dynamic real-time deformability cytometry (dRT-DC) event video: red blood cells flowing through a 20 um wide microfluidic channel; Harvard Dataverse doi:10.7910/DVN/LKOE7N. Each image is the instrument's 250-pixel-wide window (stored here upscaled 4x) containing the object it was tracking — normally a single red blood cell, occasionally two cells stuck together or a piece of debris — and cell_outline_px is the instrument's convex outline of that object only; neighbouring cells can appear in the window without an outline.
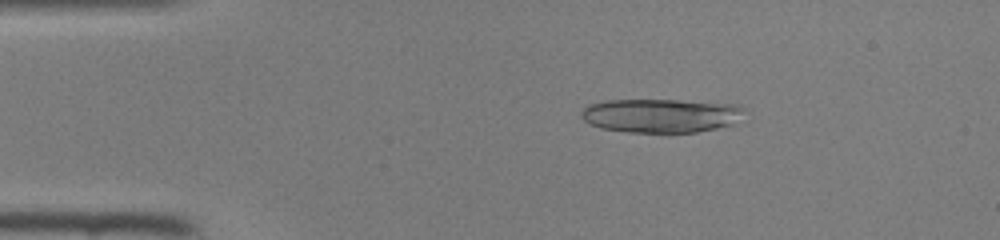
{"species": "common noctule bat (a hibernating species)", "species_latin": "Nyctalus noctula", "temperature_condition": "room temperature", "stored_images_in_passage": 45, "segment_of_instrument_passage": [1, 2], "camera_frame_rate_fps": 3000, "um_per_image_px": 0.085, "animal": {"sex": "female", "body_mass_g": 22.0, "forearm_length_mm": 56.7}, "frame": {"image": 1, "passage_image": 8, "time_ms": 2.333, "image_size_px": [1000, 240], "cell_outline_px": [[744, 108], [732, 124], [716, 128], [696, 132], [628, 132], [600, 128], [584, 120], [580, 116], [584, 108], [588, 104], [604, 100], [676, 100], [736, 104]], "centroid_in_image_um": [56.11, 9.81], "position_along_channel_um": 28.9, "area_um2": 31.85}}